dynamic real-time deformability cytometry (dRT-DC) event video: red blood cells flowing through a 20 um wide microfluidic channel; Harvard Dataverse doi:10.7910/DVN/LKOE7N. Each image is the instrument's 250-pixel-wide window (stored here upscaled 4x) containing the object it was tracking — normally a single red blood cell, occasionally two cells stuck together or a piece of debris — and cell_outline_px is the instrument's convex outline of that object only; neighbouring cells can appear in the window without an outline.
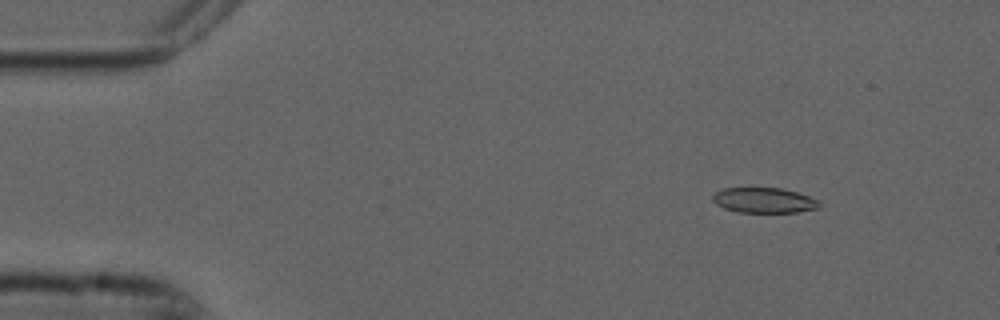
{"species": "common noctule bat (a hibernating species)", "species_latin": "Nyctalus noctula", "temperature_condition": "cold", "stored_images_in_passage": 55, "camera_frame_rate_fps": 3000, "um_per_image_px": 0.085, "animal": {"sex": "male", "forearm_length_mm": 52.5}, "frame": {"image": 1, "passage_image": 7, "time_ms": 2.0, "image_size_px": [1000, 320], "cell_outline_px": [[820, 208], [796, 212], [740, 212], [724, 208], [716, 204], [712, 200], [712, 196], [716, 192], [724, 188], [784, 188], [820, 200]], "centroid_in_image_um": [64.96, 17.02], "position_along_channel_um": 20.0, "area_um2": 15.66}}
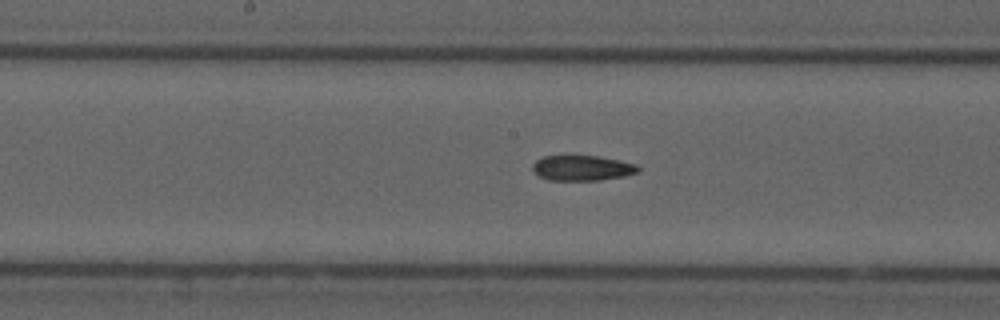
{"frame": {"image": 2, "passage_image": 28, "time_ms": 9.0, "image_size_px": [1000, 320], "cell_outline_px": [[640, 168], [636, 172], [624, 176], [600, 180], [548, 180], [532, 172], [532, 164], [536, 160], [544, 156], [568, 152], [596, 156], [620, 160], [636, 164]], "centroid_in_image_um": [49.4, 14.23], "position_along_channel_um": 198.8, "area_um2": 16.24}}
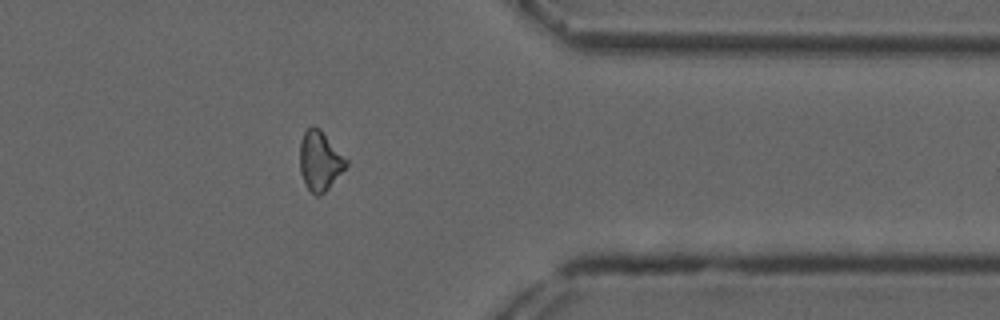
{"frame": {"image": 3, "passage_image": 44, "time_ms": 14.333, "image_size_px": [1000, 320], "cell_outline_px": [[348, 164], [328, 188], [320, 196], [316, 196], [308, 188], [300, 172], [300, 140], [304, 132], [312, 124], [320, 128], [348, 160]], "centroid_in_image_um": [27.18, 13.63], "position_along_channel_um": 384.2, "area_um2": 15.95}, "authors_computed_cell_mechanics": {"area_um2": 16.3574, "velocity_mm_per_s": 3.7545, "shape_relaxation_time_tau1_ms": null, "shape_relaxation_time_tau2_ms": 9.4306, "deformation_change_tau1": null, "deformation_change_tau2": 0.1832}}